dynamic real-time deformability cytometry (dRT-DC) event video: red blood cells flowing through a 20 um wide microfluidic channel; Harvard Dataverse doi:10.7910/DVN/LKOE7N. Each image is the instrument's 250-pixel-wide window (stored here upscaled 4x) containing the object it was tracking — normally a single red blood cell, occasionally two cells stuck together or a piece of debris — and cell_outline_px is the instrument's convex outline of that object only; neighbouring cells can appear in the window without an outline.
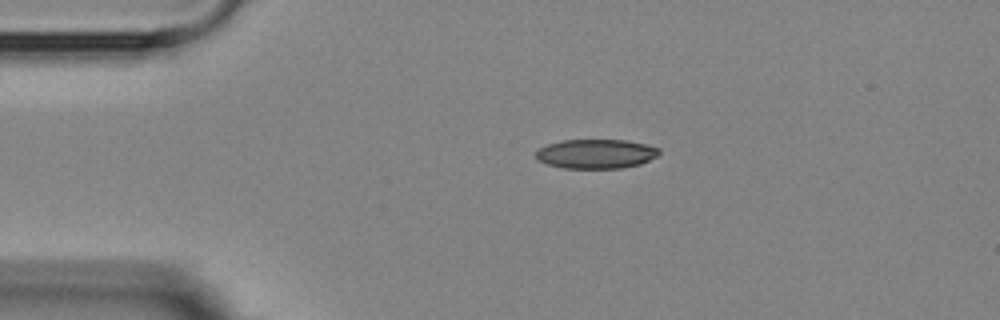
{"species": "Egyptian fruit bat (a non-hibernating species)", "species_latin": "Rousettus aegyptiacus", "temperature_condition": "room temperature", "stored_images_in_passage": 2, "camera_frame_rate_fps": 3000, "um_per_image_px": 0.085, "animal": {"sex": "female"}, "frame": {"image": 1, "passage_image": 1, "time_ms": 0.0, "image_size_px": [1000, 320], "cell_outline_px": [[660, 156], [640, 164], [620, 168], [564, 168], [548, 164], [536, 160], [536, 152], [540, 148], [548, 144], [564, 140], [624, 140], [644, 144], [660, 148]], "centroid_in_image_um": [50.69, 13.08], "position_along_channel_um": 34.3, "area_um2": 21.04}}